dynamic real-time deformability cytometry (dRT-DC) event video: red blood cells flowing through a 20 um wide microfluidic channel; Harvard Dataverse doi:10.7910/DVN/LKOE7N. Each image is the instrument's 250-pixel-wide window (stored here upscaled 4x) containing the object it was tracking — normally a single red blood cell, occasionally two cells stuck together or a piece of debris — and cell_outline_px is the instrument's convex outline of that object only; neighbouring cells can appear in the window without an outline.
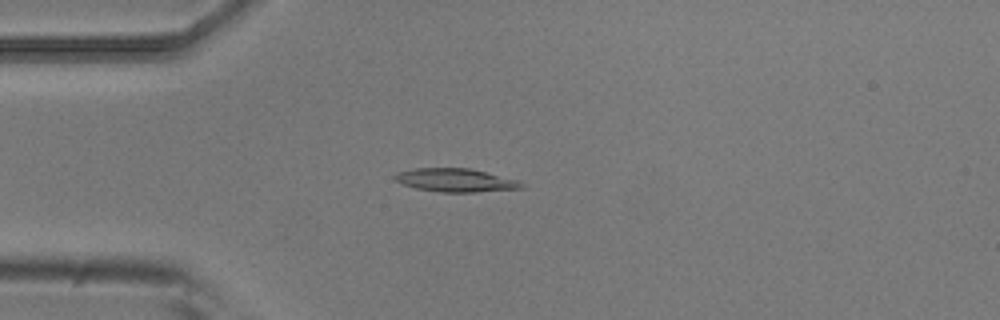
{"species": "common noctule bat (a hibernating species)", "species_latin": "Nyctalus noctula", "temperature_condition": "room temperature", "stored_images_in_passage": 2, "camera_frame_rate_fps": 3000, "um_per_image_px": 0.085, "animal": {"sex": "male", "body_mass_g": 20.5, "forearm_length_mm": 52.5}, "frame": {"image": 1, "passage_image": 1, "time_ms": 0.0, "image_size_px": [1000, 320], "cell_outline_px": [[524, 188], [476, 192], [440, 192], [416, 188], [404, 184], [396, 180], [392, 176], [396, 172], [416, 168], [468, 168], [516, 180], [524, 184]], "centroid_in_image_um": [38.69, 15.32], "position_along_channel_um": 46.3, "area_um2": 16.99}}